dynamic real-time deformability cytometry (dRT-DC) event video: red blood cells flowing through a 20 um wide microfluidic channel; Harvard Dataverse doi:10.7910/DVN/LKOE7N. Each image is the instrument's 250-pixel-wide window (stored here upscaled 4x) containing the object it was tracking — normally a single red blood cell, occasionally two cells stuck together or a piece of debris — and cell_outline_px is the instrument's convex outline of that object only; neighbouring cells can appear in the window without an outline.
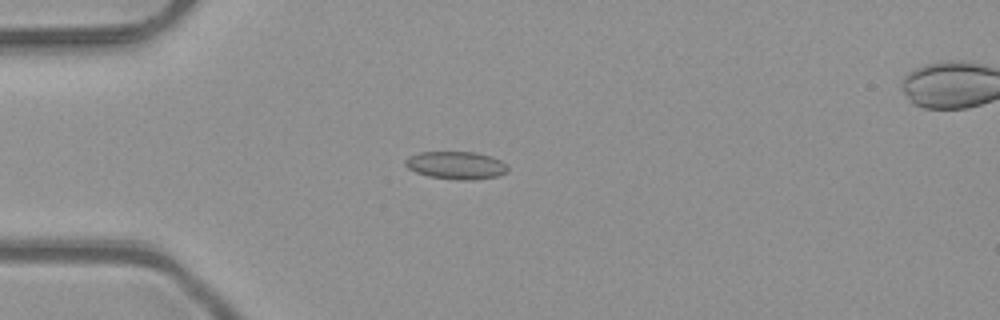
{"species": "common noctule bat (a hibernating species)", "species_latin": "Nyctalus noctula", "temperature_condition": "room temperature", "stored_images_in_passage": 50, "camera_frame_rate_fps": 3000, "um_per_image_px": 0.085, "animal": {"sex": "male", "body_mass_g": 23.1, "forearm_length_mm": 52.7}, "frame": {"image": 1, "passage_image": 13, "time_ms": 4.0, "image_size_px": [1000, 320], "cell_outline_px": [[508, 172], [500, 176], [472, 180], [456, 180], [428, 176], [416, 172], [408, 168], [404, 164], [404, 160], [408, 156], [420, 152], [476, 152], [492, 156], [500, 160], [508, 168]], "centroid_in_image_um": [38.77, 14.05], "position_along_channel_um": 46.2, "area_um2": 16.76}}
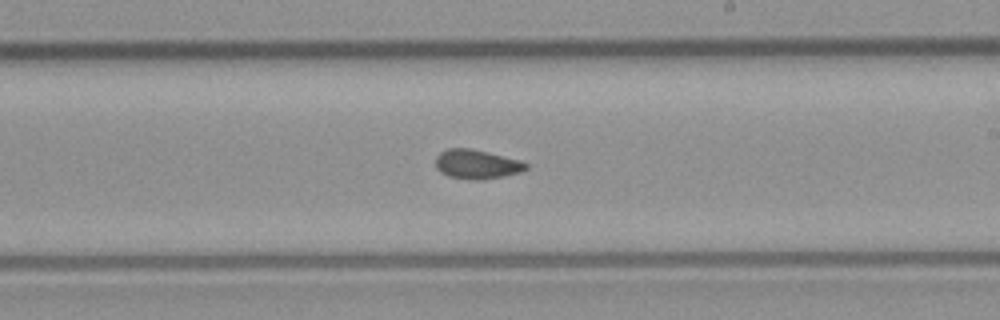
{"frame": {"image": 2, "passage_image": 29, "time_ms": 9.333, "image_size_px": [1000, 320], "cell_outline_px": [[528, 168], [520, 172], [504, 176], [480, 180], [472, 180], [448, 176], [440, 172], [436, 168], [436, 156], [440, 152], [448, 148], [472, 148], [520, 160], [528, 164]], "centroid_in_image_um": [40.51, 13.96], "position_along_channel_um": 248.5, "area_um2": 15.49}}
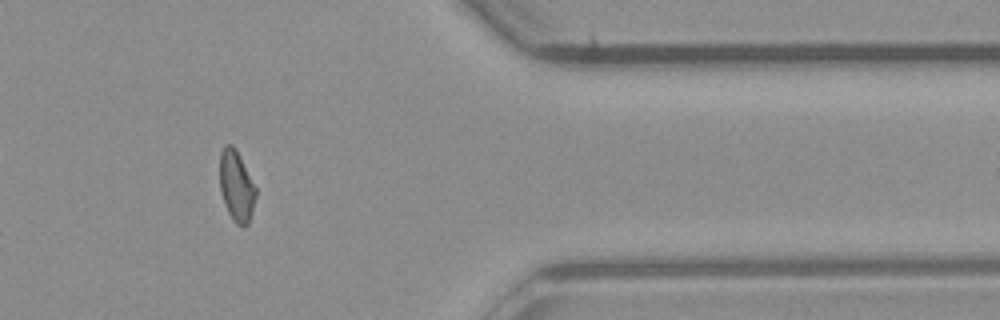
{"frame": {"image": 3, "passage_image": 41, "time_ms": 13.333, "image_size_px": [1000, 320], "cell_outline_px": [[256, 196], [252, 212], [248, 224], [236, 224], [232, 220], [224, 204], [220, 192], [220, 152], [224, 144], [232, 144], [236, 148], [256, 188]], "centroid_in_image_um": [20.08, 15.78], "position_along_channel_um": 391.3, "area_um2": 14.91}, "authors_computed_cell_mechanics": {"area_um2": 15.4326, "velocity_mm_per_s": 4.1251, "shape_relaxation_time_tau1_ms": 5.1831, "shape_relaxation_time_tau2_ms": 2.2068, "deformation_change_tau1": 0.1142, "deformation_change_tau2": 0.0674}}